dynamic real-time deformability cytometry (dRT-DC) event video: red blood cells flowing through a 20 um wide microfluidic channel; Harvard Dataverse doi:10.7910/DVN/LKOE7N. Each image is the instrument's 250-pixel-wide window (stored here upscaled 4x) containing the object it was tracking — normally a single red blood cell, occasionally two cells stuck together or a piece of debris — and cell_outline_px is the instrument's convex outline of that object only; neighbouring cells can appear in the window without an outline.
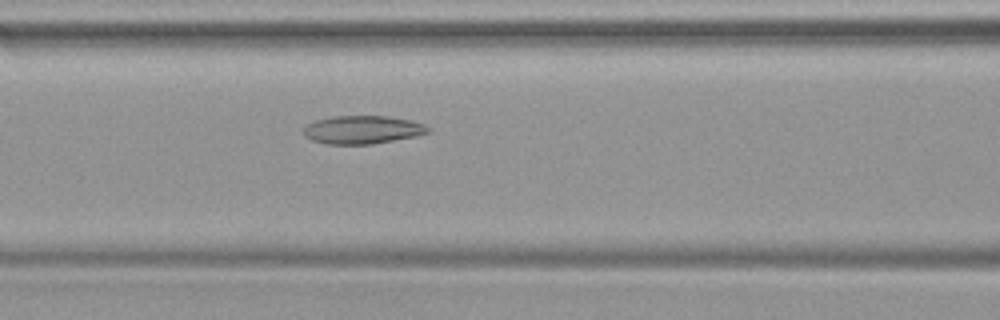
{"species": "common noctule bat (a hibernating species)", "species_latin": "Nyctalus noctula", "temperature_condition": "warm", "stored_images_in_passage": 31, "camera_frame_rate_fps": 3000, "um_per_image_px": 0.085, "animal": {"sex": "female", "body_mass_g": 19.9}, "frame": {"image": 1, "passage_image": 9, "time_ms": 2.667, "image_size_px": [1000, 320], "cell_outline_px": [[428, 132], [416, 136], [372, 144], [328, 144], [312, 140], [304, 136], [304, 128], [308, 124], [316, 120], [332, 116], [388, 116], [412, 120], [424, 124], [428, 128]], "centroid_in_image_um": [30.8, 11.02], "position_along_channel_um": 135.8, "area_um2": 20.35}}
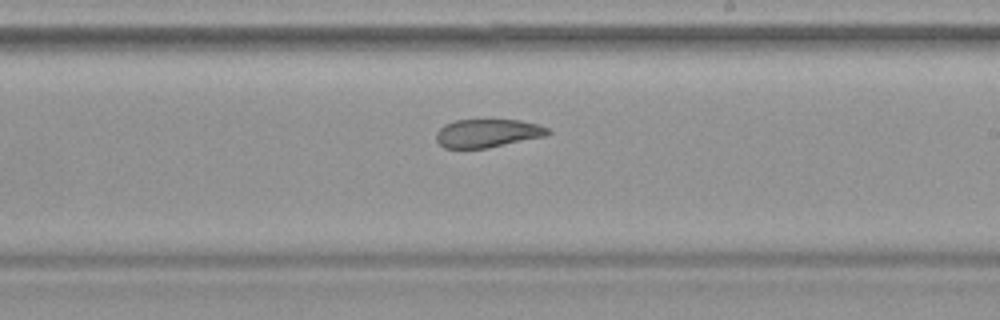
{"frame": {"image": 2, "passage_image": 17, "time_ms": 5.333, "image_size_px": [1000, 320], "cell_outline_px": [[552, 132], [548, 136], [488, 148], [444, 148], [436, 140], [436, 132], [444, 124], [456, 120], [484, 116], [520, 120], [540, 124], [548, 128]], "centroid_in_image_um": [41.48, 11.26], "position_along_channel_um": 247.5, "area_um2": 19.59}}
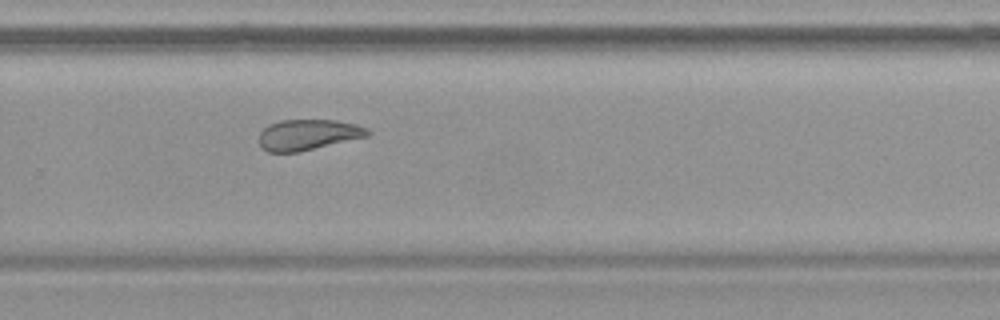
{"frame": {"image": 3, "passage_image": 21, "time_ms": 6.667, "image_size_px": [1000, 320], "cell_outline_px": [[372, 132], [368, 136], [300, 152], [268, 152], [260, 148], [260, 132], [268, 124], [280, 120], [336, 120], [356, 124], [368, 128]], "centroid_in_image_um": [26.19, 11.45], "position_along_channel_um": 303.6, "area_um2": 19.59}}